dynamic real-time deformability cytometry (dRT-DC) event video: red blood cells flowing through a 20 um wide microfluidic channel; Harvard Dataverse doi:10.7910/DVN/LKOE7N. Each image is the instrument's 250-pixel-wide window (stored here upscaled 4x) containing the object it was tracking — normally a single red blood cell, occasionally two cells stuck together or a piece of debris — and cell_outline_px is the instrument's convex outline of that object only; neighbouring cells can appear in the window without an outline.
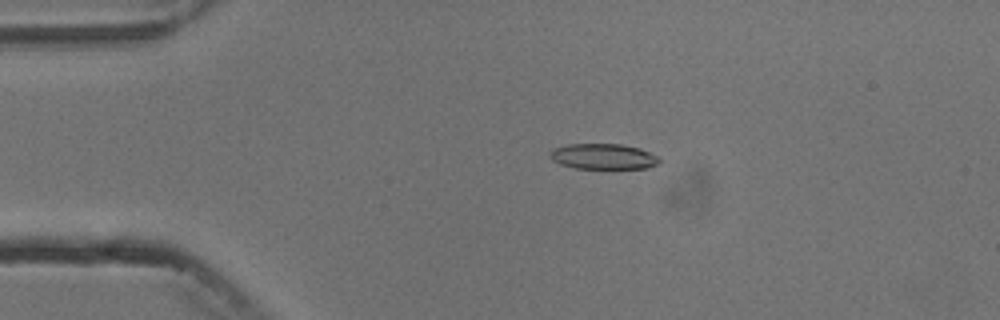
{"species": "common noctule bat (a hibernating species)", "species_latin": "Nyctalus noctula", "temperature_condition": "cold", "stored_images_in_passage": 5, "camera_frame_rate_fps": 3000, "um_per_image_px": 0.085, "animal": {"sex": "male", "body_mass_g": 13.3}, "frame": {"image": 1, "passage_image": 4, "time_ms": 3.667, "image_size_px": [1000, 320], "cell_outline_px": [[660, 164], [648, 168], [576, 168], [560, 164], [552, 160], [548, 156], [548, 152], [552, 148], [568, 144], [620, 144], [640, 148], [660, 156]], "centroid_in_image_um": [51.28, 13.29], "position_along_channel_um": 33.7, "area_um2": 16.53}}